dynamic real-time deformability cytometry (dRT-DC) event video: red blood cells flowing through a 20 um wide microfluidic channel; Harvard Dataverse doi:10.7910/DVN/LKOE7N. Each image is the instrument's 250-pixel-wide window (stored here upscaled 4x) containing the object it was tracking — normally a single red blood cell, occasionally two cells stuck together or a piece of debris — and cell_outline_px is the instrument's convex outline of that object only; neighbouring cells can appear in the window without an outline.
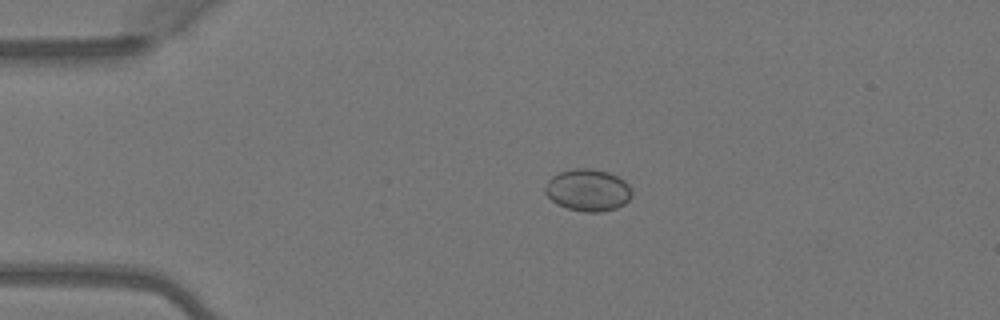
{"species": "Egyptian fruit bat (a non-hibernating species)", "species_latin": "Rousettus aegyptiacus", "temperature_condition": "warm", "stored_images_in_passage": 3, "camera_frame_rate_fps": 3000, "um_per_image_px": 0.085, "animal": {"sex": "female"}, "frame": {"image": 1, "passage_image": 2, "time_ms": 0.333, "image_size_px": [1000, 320], "cell_outline_px": [[632, 196], [624, 204], [616, 208], [600, 212], [584, 212], [568, 208], [552, 200], [544, 192], [544, 188], [548, 180], [552, 176], [560, 172], [572, 168], [592, 168], [608, 172], [624, 180], [632, 188]], "centroid_in_image_um": [49.99, 16.15], "position_along_channel_um": 35.0, "area_um2": 21.27}}